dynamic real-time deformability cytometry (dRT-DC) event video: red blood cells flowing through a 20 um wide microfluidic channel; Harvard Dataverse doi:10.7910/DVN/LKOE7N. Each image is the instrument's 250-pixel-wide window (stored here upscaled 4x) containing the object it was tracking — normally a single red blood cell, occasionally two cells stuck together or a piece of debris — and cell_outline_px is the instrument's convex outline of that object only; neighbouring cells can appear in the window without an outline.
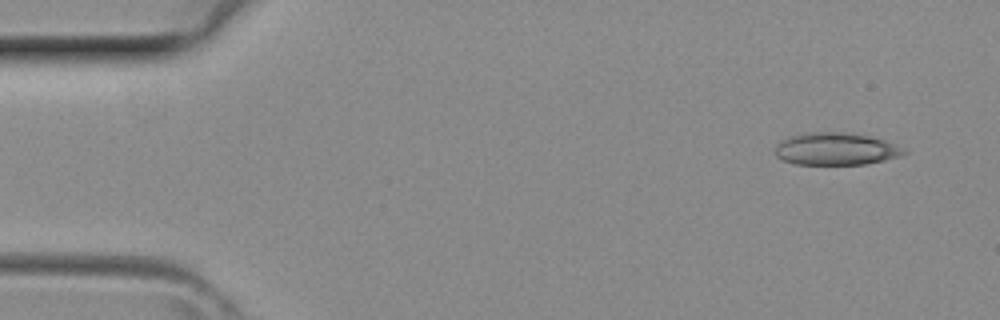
{"species": "common noctule bat (a hibernating species)", "species_latin": "Nyctalus noctula", "temperature_condition": "room temperature", "stored_images_in_passage": 4, "camera_frame_rate_fps": 3000, "um_per_image_px": 0.085, "animal": {"sex": "female", "body_mass_g": 29.2, "forearm_length_mm": 56.3}, "frame": {"image": 1, "passage_image": 1, "time_ms": 0.0, "image_size_px": [1000, 320], "cell_outline_px": [[908, 152], [900, 156], [884, 160], [864, 164], [792, 164], [776, 156], [772, 152], [776, 144], [792, 136], [808, 132], [844, 132], [868, 136], [884, 140], [908, 148]], "centroid_in_image_um": [71.06, 12.66], "position_along_channel_um": 13.9, "area_um2": 24.39}}